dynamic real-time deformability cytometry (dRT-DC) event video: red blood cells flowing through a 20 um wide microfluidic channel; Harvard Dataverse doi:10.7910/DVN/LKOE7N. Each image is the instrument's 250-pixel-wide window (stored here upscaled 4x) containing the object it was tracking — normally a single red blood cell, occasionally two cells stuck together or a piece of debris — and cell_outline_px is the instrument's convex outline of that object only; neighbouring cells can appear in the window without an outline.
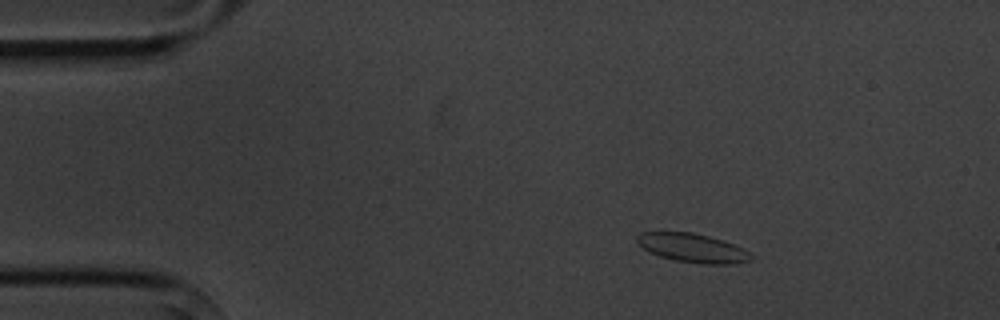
{"species": "common noctule bat (a hibernating species)", "species_latin": "Nyctalus noctula", "temperature_condition": "cold", "stored_images_in_passage": 3, "camera_frame_rate_fps": 3000, "um_per_image_px": 0.085, "animal": {"sex": "male", "body_mass_g": 20.1, "forearm_length_mm": 53.5}, "frame": {"image": 1, "passage_image": 2, "time_ms": 1.333, "image_size_px": [1000, 320], "cell_outline_px": [[752, 260], [736, 264], [700, 264], [676, 260], [660, 256], [648, 252], [636, 240], [636, 236], [640, 232], [692, 232], [724, 240], [748, 252], [752, 256]], "centroid_in_image_um": [58.86, 21.08], "position_along_channel_um": 26.1, "area_um2": 19.07}}